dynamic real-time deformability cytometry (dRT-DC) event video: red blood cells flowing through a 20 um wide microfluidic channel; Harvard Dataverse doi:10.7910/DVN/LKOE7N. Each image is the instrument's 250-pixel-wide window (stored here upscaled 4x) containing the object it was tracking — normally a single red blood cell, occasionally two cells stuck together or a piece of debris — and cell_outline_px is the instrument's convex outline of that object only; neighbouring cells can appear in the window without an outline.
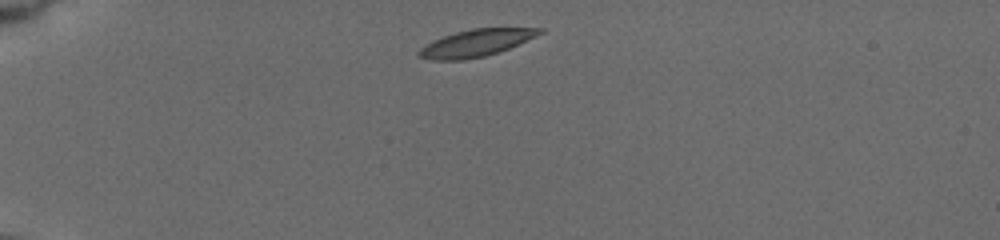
{"species": "common noctule bat (a hibernating species)", "species_latin": "Nyctalus noctula", "temperature_condition": "cold", "stored_images_in_passage": 34, "camera_frame_rate_fps": 3000, "um_per_image_px": 0.085, "animal": {"sex": "female", "body_mass_g": 19.5, "forearm_length_mm": 54.1}, "frame": {"image": 1, "passage_image": 1, "time_ms": 0.0, "image_size_px": [1000, 240], "cell_outline_px": [[544, 32], [536, 36], [508, 48], [484, 56], [464, 60], [432, 60], [420, 56], [416, 52], [420, 48], [444, 36], [456, 32], [472, 28], [544, 28]], "centroid_in_image_um": [40.47, 3.65], "position_along_channel_um": 44.5, "area_um2": 18.61}}
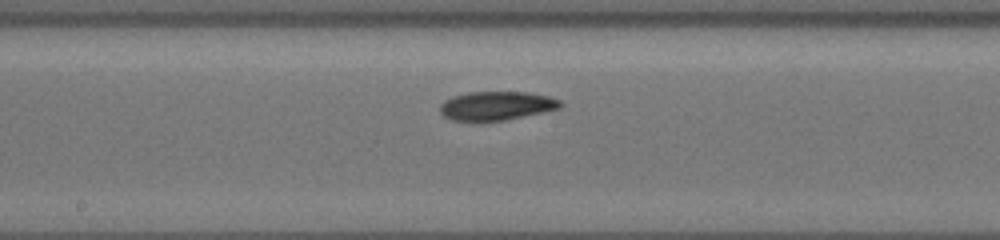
{"frame": {"image": 2, "passage_image": 19, "time_ms": 5.667, "image_size_px": [1000, 240], "cell_outline_px": [[564, 104], [560, 108], [504, 120], [452, 120], [444, 116], [440, 112], [440, 104], [444, 100], [452, 96], [468, 92], [524, 92], [548, 96], [560, 100]], "centroid_in_image_um": [42.18, 8.97], "position_along_channel_um": 206.0, "area_um2": 19.94}}
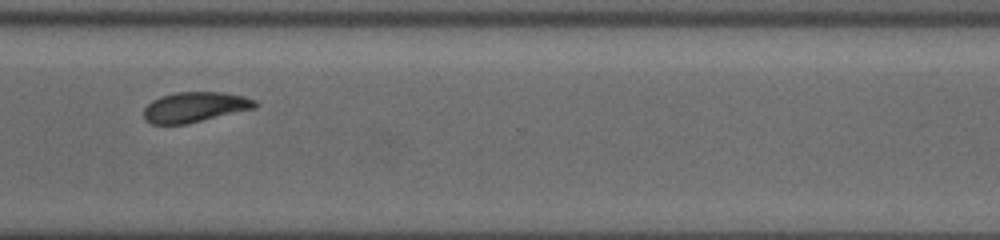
{"frame": {"image": 3, "passage_image": 33, "time_ms": 9.667, "image_size_px": [1000, 240], "cell_outline_px": [[256, 108], [188, 124], [152, 124], [144, 120], [144, 108], [152, 100], [160, 96], [176, 92], [224, 92], [244, 96], [256, 100]], "centroid_in_image_um": [16.56, 9.1], "position_along_channel_um": 354.0, "area_um2": 19.77}}